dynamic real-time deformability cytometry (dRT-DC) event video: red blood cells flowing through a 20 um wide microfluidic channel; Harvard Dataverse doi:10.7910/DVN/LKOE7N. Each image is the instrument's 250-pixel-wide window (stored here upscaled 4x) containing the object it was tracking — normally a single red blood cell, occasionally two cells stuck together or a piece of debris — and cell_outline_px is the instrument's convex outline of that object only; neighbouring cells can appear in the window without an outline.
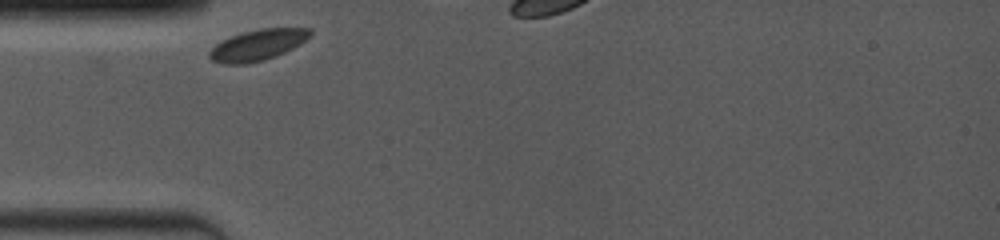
{"species": "common noctule bat (a hibernating species)", "species_latin": "Nyctalus noctula", "temperature_condition": "room temperature", "stored_images_in_passage": 6, "camera_frame_rate_fps": 4000, "um_per_image_px": 0.085, "animal": {"sex": "female", "body_mass_g": 19.0, "forearm_length_mm": 53.3}, "frame": {"image": 1, "passage_image": 1, "time_ms": 0.0, "image_size_px": [1000, 240], "cell_outline_px": [[312, 32], [300, 44], [276, 56], [264, 60], [244, 64], [224, 64], [212, 60], [208, 56], [208, 52], [216, 44], [232, 36], [244, 32], [260, 28], [312, 28]], "centroid_in_image_um": [21.89, 3.83], "position_along_channel_um": 63.1, "area_um2": 17.92}}
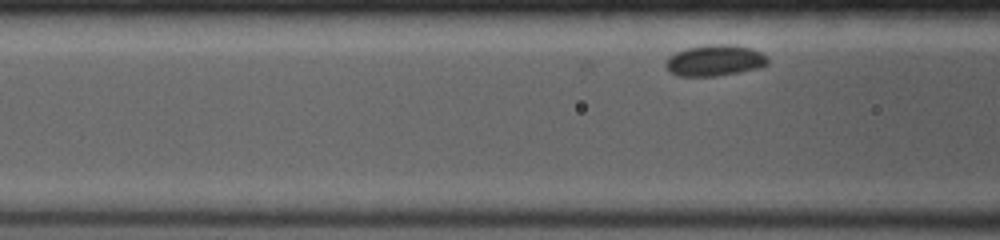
{"frame": {"image": 2, "passage_image": 6, "time_ms": 1.25, "image_size_px": [1000, 240], "cell_outline_px": [[768, 64], [760, 68], [740, 72], [716, 76], [680, 76], [672, 72], [664, 64], [676, 52], [688, 48], [712, 44], [728, 44], [752, 48], [760, 52], [768, 60]], "centroid_in_image_um": [60.8, 5.14], "position_along_channel_um": 105.8, "area_um2": 18.21}}